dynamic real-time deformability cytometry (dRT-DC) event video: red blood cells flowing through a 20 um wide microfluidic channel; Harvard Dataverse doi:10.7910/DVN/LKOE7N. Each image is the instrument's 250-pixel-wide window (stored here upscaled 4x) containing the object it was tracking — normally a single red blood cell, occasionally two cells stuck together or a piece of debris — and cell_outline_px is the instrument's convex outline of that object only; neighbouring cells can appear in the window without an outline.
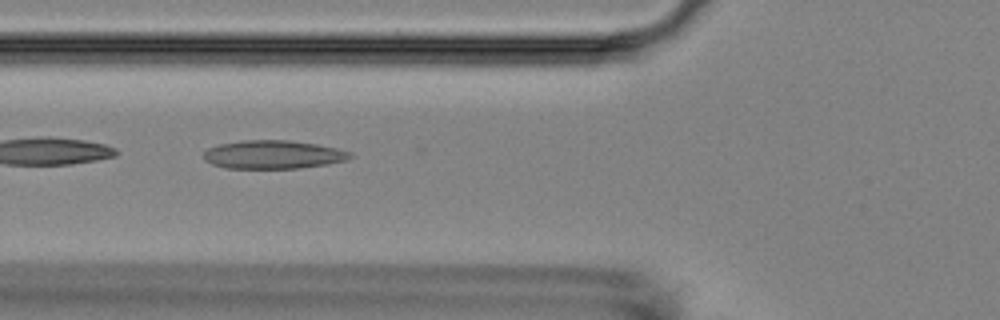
{"species": "Egyptian fruit bat (a non-hibernating species)", "species_latin": "Rousettus aegyptiacus", "temperature_condition": "room temperature", "stored_images_in_passage": 3, "camera_frame_rate_fps": 3000, "um_per_image_px": 0.085, "animal": {"sex": "female"}, "frame": {"image": 1, "passage_image": 2, "time_ms": 1.333, "image_size_px": [1000, 320], "cell_outline_px": [[352, 156], [348, 160], [328, 164], [300, 168], [224, 168], [212, 164], [204, 160], [204, 152], [208, 148], [220, 144], [240, 140], [288, 140], [316, 144], [336, 148], [352, 152]], "centroid_in_image_um": [23.22, 13.14], "position_along_channel_um": 102.6, "area_um2": 24.33}}